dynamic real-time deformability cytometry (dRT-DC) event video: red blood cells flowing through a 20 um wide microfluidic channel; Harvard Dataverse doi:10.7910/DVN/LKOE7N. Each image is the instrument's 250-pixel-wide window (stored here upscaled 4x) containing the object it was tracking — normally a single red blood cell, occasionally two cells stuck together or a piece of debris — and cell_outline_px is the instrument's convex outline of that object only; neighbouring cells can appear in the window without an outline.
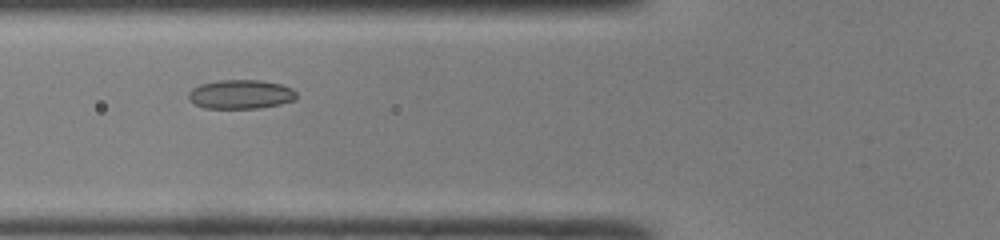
{"species": "common noctule bat (a hibernating species)", "species_latin": "Nyctalus noctula", "temperature_condition": "room temperature", "stored_images_in_passage": 40, "camera_frame_rate_fps": 3000, "um_per_image_px": 0.085, "animal": {"sex": "male", "body_mass_g": 19.0, "forearm_length_mm": 50.8}, "frame": {"image": 1, "passage_image": 9, "time_ms": 2.667, "image_size_px": [1000, 240], "cell_outline_px": [[296, 100], [280, 104], [260, 108], [204, 108], [188, 100], [188, 92], [192, 88], [200, 84], [220, 80], [260, 80], [280, 84], [292, 88], [296, 92]], "centroid_in_image_um": [20.45, 8.02], "position_along_channel_um": 105.3, "area_um2": 18.38}}
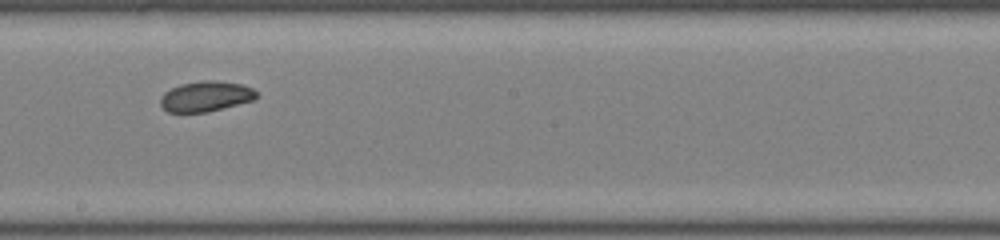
{"frame": {"image": 2, "passage_image": 18, "time_ms": 5.667, "image_size_px": [1000, 240], "cell_outline_px": [[256, 96], [252, 100], [208, 112], [168, 112], [160, 104], [160, 96], [164, 92], [180, 84], [200, 80], [216, 80], [240, 84], [252, 88], [256, 92]], "centroid_in_image_um": [17.45, 8.18], "position_along_channel_um": 230.8, "area_um2": 16.88}}
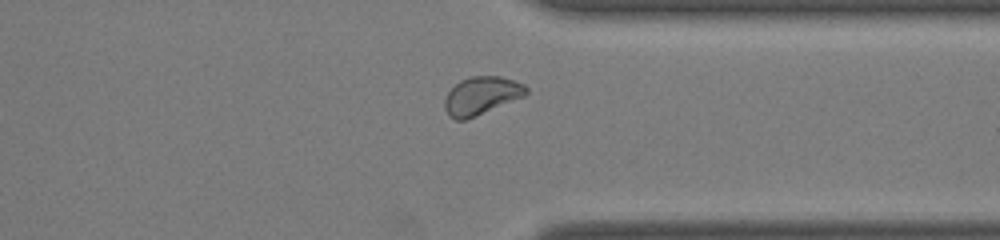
{"frame": {"image": 3, "passage_image": 28, "time_ms": 9.0, "image_size_px": [1000, 240], "cell_outline_px": [[528, 92], [524, 96], [476, 116], [464, 120], [456, 120], [448, 116], [444, 108], [444, 100], [448, 92], [460, 80], [472, 76], [500, 76], [524, 84], [528, 88]], "centroid_in_image_um": [40.9, 8.14], "position_along_channel_um": 370.5, "area_um2": 17.98}, "authors_computed_cell_mechanics": {"area_um2": 18.2648, "velocity_mm_per_s": 4.1948, "shape_relaxation_time_tau1_ms": 3.1172, "shape_relaxation_time_tau2_ms": 3.0972, "deformation_change_tau1": 0.0628, "deformation_change_tau2": 0.0573}}